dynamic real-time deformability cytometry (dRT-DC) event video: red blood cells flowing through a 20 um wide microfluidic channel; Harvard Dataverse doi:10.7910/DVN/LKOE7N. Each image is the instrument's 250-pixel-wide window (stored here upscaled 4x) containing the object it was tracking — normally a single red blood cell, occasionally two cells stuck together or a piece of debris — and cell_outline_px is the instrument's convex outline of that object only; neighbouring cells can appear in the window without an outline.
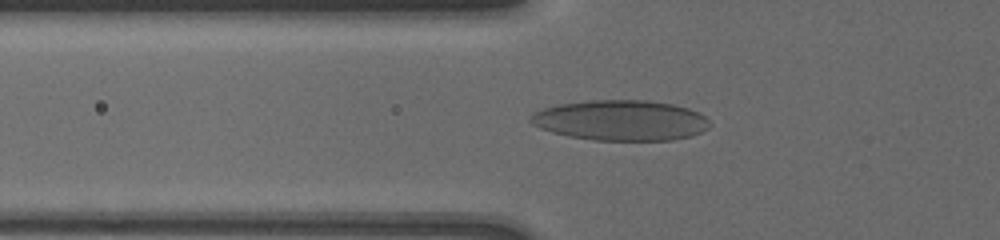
{"species": "human", "species_latin": "Homo sapiens", "temperature_condition": "cold", "stored_images_in_passage": 50, "camera_frame_rate_fps": 3000, "um_per_image_px": 0.085, "donor": {"sex": "male"}, "frame": {"image": 1, "passage_image": 13, "time_ms": 3.667, "image_size_px": [1000, 240], "cell_outline_px": [[712, 124], [708, 128], [692, 136], [672, 140], [592, 140], [568, 136], [552, 132], [540, 128], [532, 124], [528, 120], [536, 112], [544, 108], [560, 104], [588, 100], [644, 100], [672, 104], [688, 108], [704, 116]], "centroid_in_image_um": [52.77, 10.23], "position_along_channel_um": 73.0, "area_um2": 42.08}}
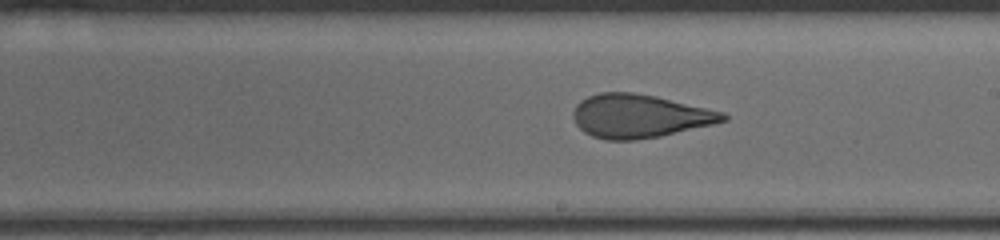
{"frame": {"image": 2, "passage_image": 26, "time_ms": 8.0, "image_size_px": [1000, 240], "cell_outline_px": [[728, 120], [712, 124], [660, 136], [636, 140], [604, 140], [592, 136], [584, 132], [576, 124], [572, 116], [572, 112], [576, 104], [580, 100], [588, 96], [600, 92], [632, 92], [656, 96], [724, 112], [728, 116]], "centroid_in_image_um": [54.32, 9.86], "position_along_channel_um": 234.7, "area_um2": 37.97}}
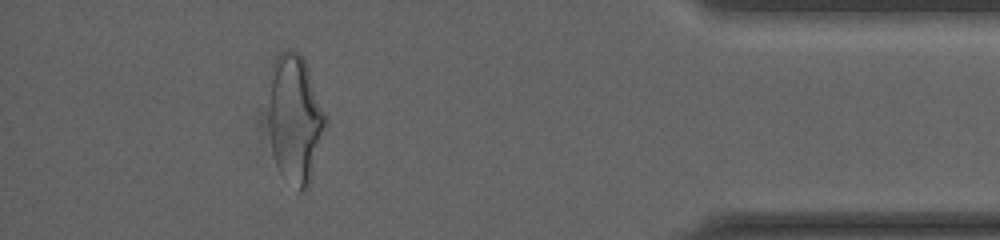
{"frame": {"image": 3, "passage_image": 45, "time_ms": 13.667, "image_size_px": [1000, 240], "cell_outline_px": [[328, 124], [312, 176], [308, 188], [304, 192], [300, 192], [280, 172], [276, 164], [272, 152], [268, 132], [268, 108], [272, 64], [276, 56], [280, 52], [296, 52], [304, 60], [328, 120]], "centroid_in_image_um": [25.07, 10.17], "position_along_channel_um": 410.1, "area_um2": 42.83}}